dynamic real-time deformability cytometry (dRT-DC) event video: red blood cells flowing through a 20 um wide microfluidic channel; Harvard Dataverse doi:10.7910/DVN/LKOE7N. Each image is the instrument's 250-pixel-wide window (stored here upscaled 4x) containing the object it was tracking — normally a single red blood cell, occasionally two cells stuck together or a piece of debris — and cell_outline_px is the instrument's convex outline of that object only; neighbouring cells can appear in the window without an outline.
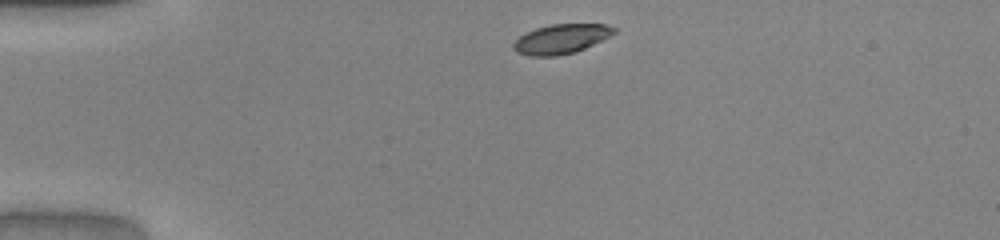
{"species": "common noctule bat (a hibernating species)", "species_latin": "Nyctalus noctula", "temperature_condition": "warm", "stored_images_in_passage": 33, "camera_frame_rate_fps": 3000, "um_per_image_px": 0.085, "animal": {"sex": "male", "body_mass_g": 20.0, "forearm_length_mm": 53.3}, "frame": {"image": 1, "passage_image": 1, "time_ms": 0.0, "image_size_px": [1000, 240], "cell_outline_px": [[616, 32], [576, 52], [556, 56], [528, 56], [516, 52], [512, 48], [512, 44], [520, 36], [536, 28], [552, 24], [604, 24], [616, 28]], "centroid_in_image_um": [47.65, 3.32], "position_along_channel_um": 37.3, "area_um2": 17.11}}
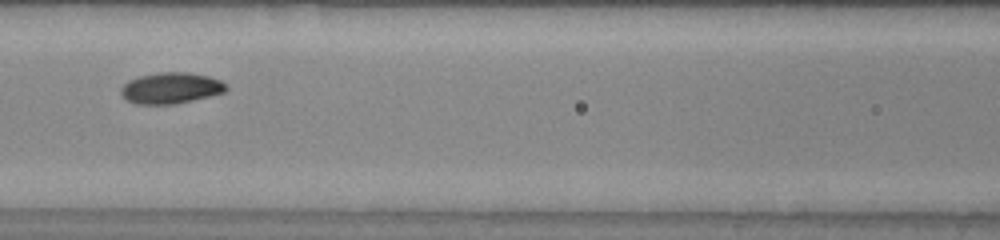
{"frame": {"image": 2, "passage_image": 13, "time_ms": 4.0, "image_size_px": [1000, 240], "cell_outline_px": [[228, 88], [224, 92], [192, 100], [172, 104], [136, 104], [124, 100], [120, 92], [120, 88], [128, 80], [140, 76], [160, 72], [188, 72], [208, 76], [220, 80], [228, 84]], "centroid_in_image_um": [14.5, 7.48], "position_along_channel_um": 152.1, "area_um2": 19.13}}
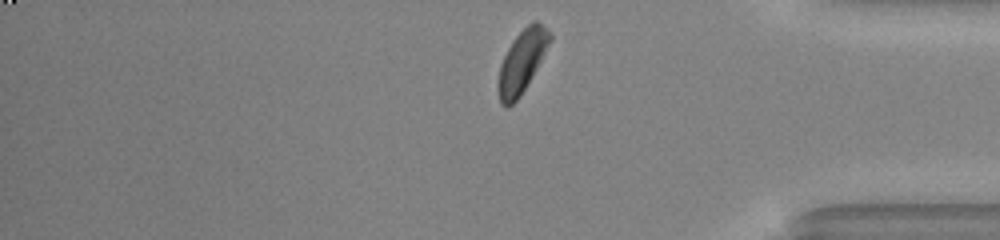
{"frame": {"image": 3, "passage_image": 32, "time_ms": 10.333, "image_size_px": [1000, 240], "cell_outline_px": [[552, 40], [520, 96], [508, 108], [504, 108], [500, 104], [496, 88], [496, 84], [500, 64], [512, 40], [532, 20], [536, 20], [552, 32]], "centroid_in_image_um": [44.33, 5.24], "position_along_channel_um": 390.9, "area_um2": 18.96}, "authors_computed_cell_mechanics": {"area_um2": 18.5538, "velocity_mm_per_s": 4.0456, "shape_relaxation_time_tau1_ms": 1.9569, "shape_relaxation_time_tau2_ms": null, "deformation_change_tau1": 0.0952, "deformation_change_tau2": null}}